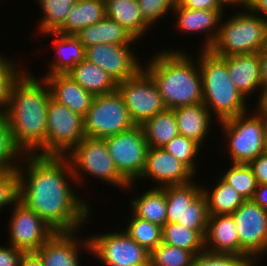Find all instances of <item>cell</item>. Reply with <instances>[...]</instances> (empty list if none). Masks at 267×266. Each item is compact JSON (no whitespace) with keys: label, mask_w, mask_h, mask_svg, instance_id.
<instances>
[{"label":"cell","mask_w":267,"mask_h":266,"mask_svg":"<svg viewBox=\"0 0 267 266\" xmlns=\"http://www.w3.org/2000/svg\"><path fill=\"white\" fill-rule=\"evenodd\" d=\"M20 162L17 169L22 203L56 232L86 227L92 209L74 190L76 180L65 156L22 155Z\"/></svg>","instance_id":"cell-1"},{"label":"cell","mask_w":267,"mask_h":266,"mask_svg":"<svg viewBox=\"0 0 267 266\" xmlns=\"http://www.w3.org/2000/svg\"><path fill=\"white\" fill-rule=\"evenodd\" d=\"M51 98L44 77L25 69L13 83L5 112L15 147L22 155L46 156L47 108Z\"/></svg>","instance_id":"cell-2"},{"label":"cell","mask_w":267,"mask_h":266,"mask_svg":"<svg viewBox=\"0 0 267 266\" xmlns=\"http://www.w3.org/2000/svg\"><path fill=\"white\" fill-rule=\"evenodd\" d=\"M172 49V50H171ZM176 49V50H175ZM157 51L144 62L166 108L203 103V83L198 60L179 48Z\"/></svg>","instance_id":"cell-3"},{"label":"cell","mask_w":267,"mask_h":266,"mask_svg":"<svg viewBox=\"0 0 267 266\" xmlns=\"http://www.w3.org/2000/svg\"><path fill=\"white\" fill-rule=\"evenodd\" d=\"M198 54L196 59L202 76L203 103L216 122L247 112L248 100L232 82L226 61L210 50H200Z\"/></svg>","instance_id":"cell-4"},{"label":"cell","mask_w":267,"mask_h":266,"mask_svg":"<svg viewBox=\"0 0 267 266\" xmlns=\"http://www.w3.org/2000/svg\"><path fill=\"white\" fill-rule=\"evenodd\" d=\"M243 9L221 19L218 36L209 49L216 56L258 53L266 48L267 20L248 7Z\"/></svg>","instance_id":"cell-5"},{"label":"cell","mask_w":267,"mask_h":266,"mask_svg":"<svg viewBox=\"0 0 267 266\" xmlns=\"http://www.w3.org/2000/svg\"><path fill=\"white\" fill-rule=\"evenodd\" d=\"M236 117L221 121L226 150L233 164H249L265 152L267 117L256 107ZM254 112V113H253ZM251 113V114H250Z\"/></svg>","instance_id":"cell-6"},{"label":"cell","mask_w":267,"mask_h":266,"mask_svg":"<svg viewBox=\"0 0 267 266\" xmlns=\"http://www.w3.org/2000/svg\"><path fill=\"white\" fill-rule=\"evenodd\" d=\"M65 157L71 165L76 186L84 182L85 174V177L98 178L109 186L127 191L130 183L118 172L105 139L85 136Z\"/></svg>","instance_id":"cell-7"},{"label":"cell","mask_w":267,"mask_h":266,"mask_svg":"<svg viewBox=\"0 0 267 266\" xmlns=\"http://www.w3.org/2000/svg\"><path fill=\"white\" fill-rule=\"evenodd\" d=\"M85 136L105 139L135 126L119 91L94 96L83 117Z\"/></svg>","instance_id":"cell-8"},{"label":"cell","mask_w":267,"mask_h":266,"mask_svg":"<svg viewBox=\"0 0 267 266\" xmlns=\"http://www.w3.org/2000/svg\"><path fill=\"white\" fill-rule=\"evenodd\" d=\"M105 141L118 172L130 183L127 190L132 192L144 170L149 148L142 126L135 125L130 130L105 138Z\"/></svg>","instance_id":"cell-9"},{"label":"cell","mask_w":267,"mask_h":266,"mask_svg":"<svg viewBox=\"0 0 267 266\" xmlns=\"http://www.w3.org/2000/svg\"><path fill=\"white\" fill-rule=\"evenodd\" d=\"M89 236V255L93 253L91 256L94 255L103 266H149L150 252L124 230Z\"/></svg>","instance_id":"cell-10"},{"label":"cell","mask_w":267,"mask_h":266,"mask_svg":"<svg viewBox=\"0 0 267 266\" xmlns=\"http://www.w3.org/2000/svg\"><path fill=\"white\" fill-rule=\"evenodd\" d=\"M85 137L83 117L50 98L46 156H66Z\"/></svg>","instance_id":"cell-11"},{"label":"cell","mask_w":267,"mask_h":266,"mask_svg":"<svg viewBox=\"0 0 267 266\" xmlns=\"http://www.w3.org/2000/svg\"><path fill=\"white\" fill-rule=\"evenodd\" d=\"M231 215L239 236L240 256L257 264L267 253V210L250 199Z\"/></svg>","instance_id":"cell-12"},{"label":"cell","mask_w":267,"mask_h":266,"mask_svg":"<svg viewBox=\"0 0 267 266\" xmlns=\"http://www.w3.org/2000/svg\"><path fill=\"white\" fill-rule=\"evenodd\" d=\"M117 90L135 125H142L166 109L155 81L144 68L136 76L119 82Z\"/></svg>","instance_id":"cell-13"},{"label":"cell","mask_w":267,"mask_h":266,"mask_svg":"<svg viewBox=\"0 0 267 266\" xmlns=\"http://www.w3.org/2000/svg\"><path fill=\"white\" fill-rule=\"evenodd\" d=\"M7 228L9 243L25 253L38 249L56 232L20 200L13 206Z\"/></svg>","instance_id":"cell-14"},{"label":"cell","mask_w":267,"mask_h":266,"mask_svg":"<svg viewBox=\"0 0 267 266\" xmlns=\"http://www.w3.org/2000/svg\"><path fill=\"white\" fill-rule=\"evenodd\" d=\"M133 45L98 44L86 48L85 59L102 68L119 83L136 76L143 68Z\"/></svg>","instance_id":"cell-15"},{"label":"cell","mask_w":267,"mask_h":266,"mask_svg":"<svg viewBox=\"0 0 267 266\" xmlns=\"http://www.w3.org/2000/svg\"><path fill=\"white\" fill-rule=\"evenodd\" d=\"M196 175L164 147H149L144 170L140 180L150 178L153 188L184 185L193 181Z\"/></svg>","instance_id":"cell-16"},{"label":"cell","mask_w":267,"mask_h":266,"mask_svg":"<svg viewBox=\"0 0 267 266\" xmlns=\"http://www.w3.org/2000/svg\"><path fill=\"white\" fill-rule=\"evenodd\" d=\"M79 231L55 232L35 252L41 259L43 266H81V255L85 250L90 251L88 236L78 237ZM82 240V241H81Z\"/></svg>","instance_id":"cell-17"},{"label":"cell","mask_w":267,"mask_h":266,"mask_svg":"<svg viewBox=\"0 0 267 266\" xmlns=\"http://www.w3.org/2000/svg\"><path fill=\"white\" fill-rule=\"evenodd\" d=\"M226 11L224 10H194L181 6L178 2L176 3L172 14L174 16V23L176 22L175 28L180 33L195 34L200 33L203 35L207 34L201 43L202 47L199 50H209L214 44L218 33L221 19ZM207 32V33H206ZM203 33V34H202Z\"/></svg>","instance_id":"cell-18"},{"label":"cell","mask_w":267,"mask_h":266,"mask_svg":"<svg viewBox=\"0 0 267 266\" xmlns=\"http://www.w3.org/2000/svg\"><path fill=\"white\" fill-rule=\"evenodd\" d=\"M222 58L226 61L229 76L238 91L246 99H250L249 96L259 90L258 102L264 90L260 80V52L222 56Z\"/></svg>","instance_id":"cell-19"},{"label":"cell","mask_w":267,"mask_h":266,"mask_svg":"<svg viewBox=\"0 0 267 266\" xmlns=\"http://www.w3.org/2000/svg\"><path fill=\"white\" fill-rule=\"evenodd\" d=\"M204 249L215 254L240 256L239 236L231 214L209 215Z\"/></svg>","instance_id":"cell-20"},{"label":"cell","mask_w":267,"mask_h":266,"mask_svg":"<svg viewBox=\"0 0 267 266\" xmlns=\"http://www.w3.org/2000/svg\"><path fill=\"white\" fill-rule=\"evenodd\" d=\"M48 83L51 98L84 117L94 96L67 74L42 75Z\"/></svg>","instance_id":"cell-21"},{"label":"cell","mask_w":267,"mask_h":266,"mask_svg":"<svg viewBox=\"0 0 267 266\" xmlns=\"http://www.w3.org/2000/svg\"><path fill=\"white\" fill-rule=\"evenodd\" d=\"M175 114L179 134L187 138L193 139L203 149L209 133L211 134V126L216 121L211 117V113L204 103L194 105L180 106L172 109ZM213 119V120H212Z\"/></svg>","instance_id":"cell-22"},{"label":"cell","mask_w":267,"mask_h":266,"mask_svg":"<svg viewBox=\"0 0 267 266\" xmlns=\"http://www.w3.org/2000/svg\"><path fill=\"white\" fill-rule=\"evenodd\" d=\"M44 37L51 35L55 59L49 61L45 75L67 74L74 66L85 59L86 48L80 43L76 35L59 32L44 33Z\"/></svg>","instance_id":"cell-23"},{"label":"cell","mask_w":267,"mask_h":266,"mask_svg":"<svg viewBox=\"0 0 267 266\" xmlns=\"http://www.w3.org/2000/svg\"><path fill=\"white\" fill-rule=\"evenodd\" d=\"M76 36L85 48L98 44L133 45L138 41L130 31L107 16L85 27Z\"/></svg>","instance_id":"cell-24"},{"label":"cell","mask_w":267,"mask_h":266,"mask_svg":"<svg viewBox=\"0 0 267 266\" xmlns=\"http://www.w3.org/2000/svg\"><path fill=\"white\" fill-rule=\"evenodd\" d=\"M104 1L108 18L125 27L137 40L147 35L152 26L142 16L137 0Z\"/></svg>","instance_id":"cell-25"},{"label":"cell","mask_w":267,"mask_h":266,"mask_svg":"<svg viewBox=\"0 0 267 266\" xmlns=\"http://www.w3.org/2000/svg\"><path fill=\"white\" fill-rule=\"evenodd\" d=\"M67 75L93 96L117 91L118 83L114 78L86 59L74 66Z\"/></svg>","instance_id":"cell-26"},{"label":"cell","mask_w":267,"mask_h":266,"mask_svg":"<svg viewBox=\"0 0 267 266\" xmlns=\"http://www.w3.org/2000/svg\"><path fill=\"white\" fill-rule=\"evenodd\" d=\"M105 16L104 0H77L69 11L65 23L56 32L76 35L85 27L99 22Z\"/></svg>","instance_id":"cell-27"},{"label":"cell","mask_w":267,"mask_h":266,"mask_svg":"<svg viewBox=\"0 0 267 266\" xmlns=\"http://www.w3.org/2000/svg\"><path fill=\"white\" fill-rule=\"evenodd\" d=\"M141 196L130 200V209L137 218L163 227L166 224L167 198L161 188H147Z\"/></svg>","instance_id":"cell-28"},{"label":"cell","mask_w":267,"mask_h":266,"mask_svg":"<svg viewBox=\"0 0 267 266\" xmlns=\"http://www.w3.org/2000/svg\"><path fill=\"white\" fill-rule=\"evenodd\" d=\"M216 183V184H215ZM213 188L202 186V192L207 199L209 215H227L234 213L245 199L220 176Z\"/></svg>","instance_id":"cell-29"},{"label":"cell","mask_w":267,"mask_h":266,"mask_svg":"<svg viewBox=\"0 0 267 266\" xmlns=\"http://www.w3.org/2000/svg\"><path fill=\"white\" fill-rule=\"evenodd\" d=\"M148 147H163L179 135L174 111L166 108L142 125Z\"/></svg>","instance_id":"cell-30"},{"label":"cell","mask_w":267,"mask_h":266,"mask_svg":"<svg viewBox=\"0 0 267 266\" xmlns=\"http://www.w3.org/2000/svg\"><path fill=\"white\" fill-rule=\"evenodd\" d=\"M201 185L194 179L188 184L161 188L167 198L166 223H175L182 217L185 208L202 192Z\"/></svg>","instance_id":"cell-31"},{"label":"cell","mask_w":267,"mask_h":266,"mask_svg":"<svg viewBox=\"0 0 267 266\" xmlns=\"http://www.w3.org/2000/svg\"><path fill=\"white\" fill-rule=\"evenodd\" d=\"M162 243L191 251L194 255L205 250L204 238L197 231L181 226L177 222L166 223L162 227Z\"/></svg>","instance_id":"cell-32"},{"label":"cell","mask_w":267,"mask_h":266,"mask_svg":"<svg viewBox=\"0 0 267 266\" xmlns=\"http://www.w3.org/2000/svg\"><path fill=\"white\" fill-rule=\"evenodd\" d=\"M77 0H37L42 9V19L37 24L39 33L56 32L66 20V17Z\"/></svg>","instance_id":"cell-33"},{"label":"cell","mask_w":267,"mask_h":266,"mask_svg":"<svg viewBox=\"0 0 267 266\" xmlns=\"http://www.w3.org/2000/svg\"><path fill=\"white\" fill-rule=\"evenodd\" d=\"M128 223V224H127ZM123 229L134 241L148 252L162 243V227L149 221L137 218L131 213L130 221Z\"/></svg>","instance_id":"cell-34"},{"label":"cell","mask_w":267,"mask_h":266,"mask_svg":"<svg viewBox=\"0 0 267 266\" xmlns=\"http://www.w3.org/2000/svg\"><path fill=\"white\" fill-rule=\"evenodd\" d=\"M224 174L219 175L225 182L231 185L245 200L253 198L258 183L248 164H230Z\"/></svg>","instance_id":"cell-35"},{"label":"cell","mask_w":267,"mask_h":266,"mask_svg":"<svg viewBox=\"0 0 267 266\" xmlns=\"http://www.w3.org/2000/svg\"><path fill=\"white\" fill-rule=\"evenodd\" d=\"M194 256L191 251L160 243L150 252L149 266H192Z\"/></svg>","instance_id":"cell-36"},{"label":"cell","mask_w":267,"mask_h":266,"mask_svg":"<svg viewBox=\"0 0 267 266\" xmlns=\"http://www.w3.org/2000/svg\"><path fill=\"white\" fill-rule=\"evenodd\" d=\"M208 207L207 199L201 192L182 213V217L177 221L181 226L197 231L205 238L208 224Z\"/></svg>","instance_id":"cell-37"},{"label":"cell","mask_w":267,"mask_h":266,"mask_svg":"<svg viewBox=\"0 0 267 266\" xmlns=\"http://www.w3.org/2000/svg\"><path fill=\"white\" fill-rule=\"evenodd\" d=\"M163 147L197 175L199 164L197 165L196 159L197 155L200 156L198 153L202 152L201 146L197 142L179 134Z\"/></svg>","instance_id":"cell-38"},{"label":"cell","mask_w":267,"mask_h":266,"mask_svg":"<svg viewBox=\"0 0 267 266\" xmlns=\"http://www.w3.org/2000/svg\"><path fill=\"white\" fill-rule=\"evenodd\" d=\"M21 158L22 153L14 145L6 114L0 112V171L18 168Z\"/></svg>","instance_id":"cell-39"},{"label":"cell","mask_w":267,"mask_h":266,"mask_svg":"<svg viewBox=\"0 0 267 266\" xmlns=\"http://www.w3.org/2000/svg\"><path fill=\"white\" fill-rule=\"evenodd\" d=\"M4 56V57H3ZM20 63L0 53V112H6L10 99L11 87L25 70ZM21 66V67H20Z\"/></svg>","instance_id":"cell-40"},{"label":"cell","mask_w":267,"mask_h":266,"mask_svg":"<svg viewBox=\"0 0 267 266\" xmlns=\"http://www.w3.org/2000/svg\"><path fill=\"white\" fill-rule=\"evenodd\" d=\"M19 201V172L17 168L0 171V211ZM10 205V206H9ZM8 206V207H7Z\"/></svg>","instance_id":"cell-41"},{"label":"cell","mask_w":267,"mask_h":266,"mask_svg":"<svg viewBox=\"0 0 267 266\" xmlns=\"http://www.w3.org/2000/svg\"><path fill=\"white\" fill-rule=\"evenodd\" d=\"M256 264L247 257L215 254L203 251L194 256L192 266H255Z\"/></svg>","instance_id":"cell-42"},{"label":"cell","mask_w":267,"mask_h":266,"mask_svg":"<svg viewBox=\"0 0 267 266\" xmlns=\"http://www.w3.org/2000/svg\"><path fill=\"white\" fill-rule=\"evenodd\" d=\"M144 19L153 27L166 15H170L177 0H137ZM170 13V14H168ZM156 22V23H155Z\"/></svg>","instance_id":"cell-43"},{"label":"cell","mask_w":267,"mask_h":266,"mask_svg":"<svg viewBox=\"0 0 267 266\" xmlns=\"http://www.w3.org/2000/svg\"><path fill=\"white\" fill-rule=\"evenodd\" d=\"M23 252L12 245L0 246V266H19Z\"/></svg>","instance_id":"cell-44"},{"label":"cell","mask_w":267,"mask_h":266,"mask_svg":"<svg viewBox=\"0 0 267 266\" xmlns=\"http://www.w3.org/2000/svg\"><path fill=\"white\" fill-rule=\"evenodd\" d=\"M185 7L194 10H226V6L220 0H177Z\"/></svg>","instance_id":"cell-45"},{"label":"cell","mask_w":267,"mask_h":266,"mask_svg":"<svg viewBox=\"0 0 267 266\" xmlns=\"http://www.w3.org/2000/svg\"><path fill=\"white\" fill-rule=\"evenodd\" d=\"M257 180L258 184H267V153L259 154L248 164Z\"/></svg>","instance_id":"cell-46"},{"label":"cell","mask_w":267,"mask_h":266,"mask_svg":"<svg viewBox=\"0 0 267 266\" xmlns=\"http://www.w3.org/2000/svg\"><path fill=\"white\" fill-rule=\"evenodd\" d=\"M252 200L267 210V184H258Z\"/></svg>","instance_id":"cell-47"},{"label":"cell","mask_w":267,"mask_h":266,"mask_svg":"<svg viewBox=\"0 0 267 266\" xmlns=\"http://www.w3.org/2000/svg\"><path fill=\"white\" fill-rule=\"evenodd\" d=\"M248 8L255 14L267 20V0H253Z\"/></svg>","instance_id":"cell-48"},{"label":"cell","mask_w":267,"mask_h":266,"mask_svg":"<svg viewBox=\"0 0 267 266\" xmlns=\"http://www.w3.org/2000/svg\"><path fill=\"white\" fill-rule=\"evenodd\" d=\"M260 80L261 87H267V46L260 52Z\"/></svg>","instance_id":"cell-49"},{"label":"cell","mask_w":267,"mask_h":266,"mask_svg":"<svg viewBox=\"0 0 267 266\" xmlns=\"http://www.w3.org/2000/svg\"><path fill=\"white\" fill-rule=\"evenodd\" d=\"M19 266H43V263L35 252H29L22 255Z\"/></svg>","instance_id":"cell-50"},{"label":"cell","mask_w":267,"mask_h":266,"mask_svg":"<svg viewBox=\"0 0 267 266\" xmlns=\"http://www.w3.org/2000/svg\"><path fill=\"white\" fill-rule=\"evenodd\" d=\"M256 108L267 117V87L262 91Z\"/></svg>","instance_id":"cell-51"},{"label":"cell","mask_w":267,"mask_h":266,"mask_svg":"<svg viewBox=\"0 0 267 266\" xmlns=\"http://www.w3.org/2000/svg\"><path fill=\"white\" fill-rule=\"evenodd\" d=\"M227 8L231 5V7L241 8V0H220ZM239 6V7H238Z\"/></svg>","instance_id":"cell-52"},{"label":"cell","mask_w":267,"mask_h":266,"mask_svg":"<svg viewBox=\"0 0 267 266\" xmlns=\"http://www.w3.org/2000/svg\"><path fill=\"white\" fill-rule=\"evenodd\" d=\"M253 0H241V8L248 7Z\"/></svg>","instance_id":"cell-53"},{"label":"cell","mask_w":267,"mask_h":266,"mask_svg":"<svg viewBox=\"0 0 267 266\" xmlns=\"http://www.w3.org/2000/svg\"><path fill=\"white\" fill-rule=\"evenodd\" d=\"M265 152L267 153V128H266V148H265Z\"/></svg>","instance_id":"cell-54"}]
</instances>
